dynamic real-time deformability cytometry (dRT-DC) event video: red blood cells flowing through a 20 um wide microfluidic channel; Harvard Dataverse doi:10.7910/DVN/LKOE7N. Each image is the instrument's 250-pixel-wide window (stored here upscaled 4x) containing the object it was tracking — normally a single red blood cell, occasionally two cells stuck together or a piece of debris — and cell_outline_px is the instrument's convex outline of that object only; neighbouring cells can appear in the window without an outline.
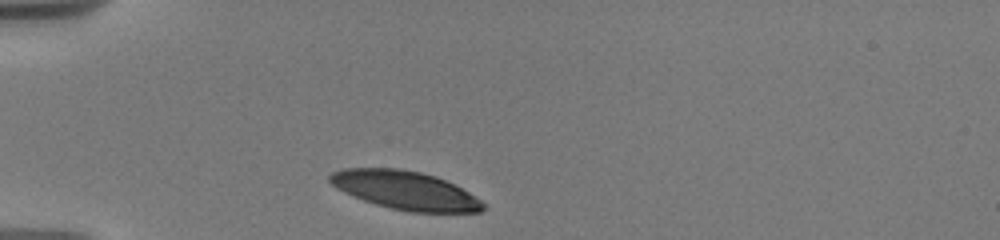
{"species": "human", "species_latin": "Homo sapiens", "temperature_condition": "warm", "stored_images_in_passage": 34, "camera_frame_rate_fps": 3000, "um_per_image_px": 0.085, "donor": {"sex": "male"}, "frame": {"image": 1, "passage_image": 1, "time_ms": 0.0, "image_size_px": [1000, 240], "cell_outline_px": [[484, 208], [480, 212], [408, 212], [376, 204], [352, 196], [336, 188], [328, 180], [328, 176], [332, 172], [344, 168], [400, 168], [420, 172], [436, 176], [468, 192], [480, 200], [484, 204]], "centroid_in_image_um": [34.4, 16.17], "position_along_channel_um": 50.6, "area_um2": 34.16}}
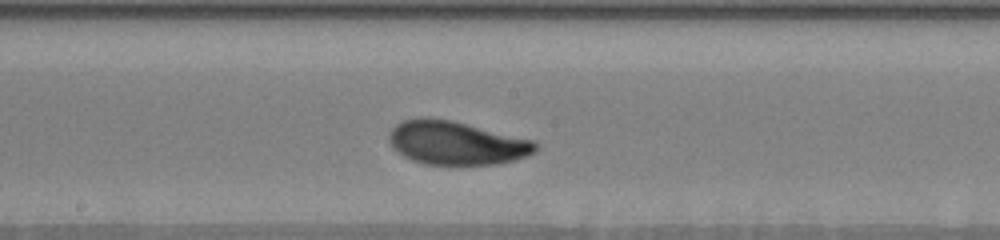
{"frame": {"image": 2, "passage_image": 16, "time_ms": 5.0, "image_size_px": [1000, 240], "cell_outline_px": [[536, 152], [528, 156], [516, 160], [496, 164], [424, 164], [412, 160], [404, 156], [388, 140], [388, 136], [392, 128], [396, 124], [404, 120], [420, 116], [428, 116], [452, 120], [532, 140], [536, 144]], "centroid_in_image_um": [38.78, 12.13], "position_along_channel_um": 209.4, "area_um2": 37.05}}
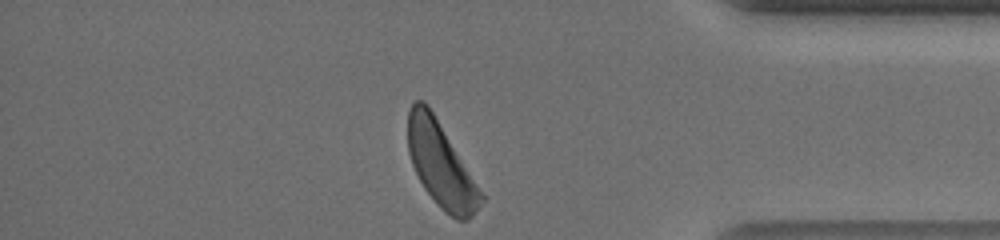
{"frame": {"image": 3, "passage_image": 34, "time_ms": 10.667, "image_size_px": [1000, 240], "cell_outline_px": [[484, 200], [472, 216], [468, 220], [456, 220], [424, 188], [412, 164], [408, 152], [408, 112], [412, 104], [416, 100], [420, 100], [428, 104], [484, 196]], "centroid_in_image_um": [37.46, 13.97], "position_along_channel_um": 397.7, "area_um2": 34.85}, "authors_computed_cell_mechanics": {"area_um2": 36.2695, "velocity_mm_per_s": 3.6647, "shape_relaxation_time_tau1_ms": 2.6723, "shape_relaxation_time_tau2_ms": null, "deformation_change_tau1": 0.1383, "deformation_change_tau2": null}}